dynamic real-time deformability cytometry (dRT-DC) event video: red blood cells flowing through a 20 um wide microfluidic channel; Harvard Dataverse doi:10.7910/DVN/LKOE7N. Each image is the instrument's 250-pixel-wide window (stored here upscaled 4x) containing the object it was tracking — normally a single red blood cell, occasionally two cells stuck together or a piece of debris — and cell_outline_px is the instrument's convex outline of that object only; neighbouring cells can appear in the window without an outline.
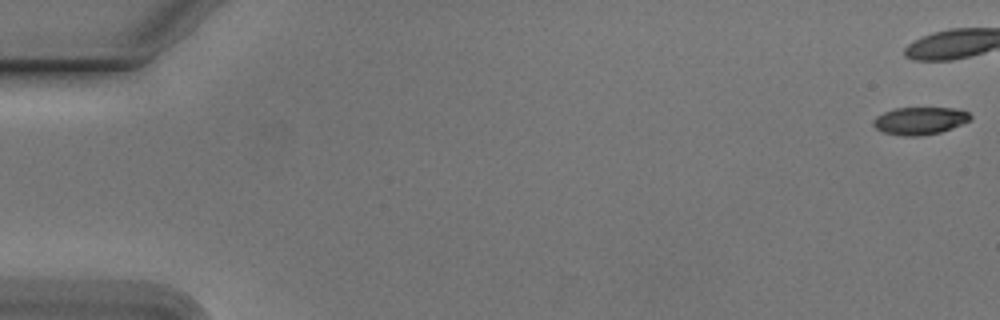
{"species": "Egyptian fruit bat (a non-hibernating species)", "species_latin": "Rousettus aegyptiacus", "temperature_condition": "cold", "stored_images_in_passage": 43, "camera_frame_rate_fps": 3000, "um_per_image_px": 0.085, "animal": {"sex": "male"}, "frame": {"image": 1, "passage_image": 1, "time_ms": 0.0, "image_size_px": [1000, 320], "cell_outline_px": [[972, 116], [968, 120], [952, 128], [940, 132], [920, 136], [904, 136], [884, 132], [876, 128], [872, 124], [872, 120], [876, 116], [884, 112], [896, 108], [952, 108], [968, 112]], "centroid_in_image_um": [78.15, 10.26], "position_along_channel_um": 6.9, "area_um2": 15.37}}
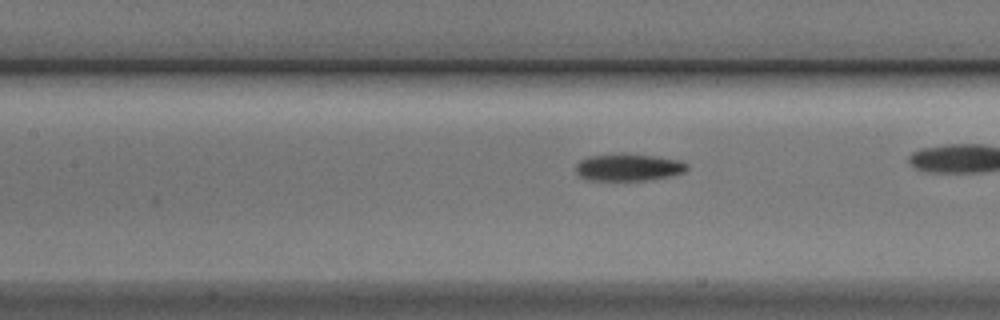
{"frame": {"image": 2, "passage_image": 25, "time_ms": 8.0, "image_size_px": [1000, 320], "cell_outline_px": [[688, 168], [684, 172], [668, 176], [644, 180], [592, 180], [580, 176], [576, 172], [576, 164], [580, 160], [592, 156], [620, 152], [624, 152], [680, 160], [688, 164]], "centroid_in_image_um": [53.41, 14.2], "position_along_channel_um": 154.0, "area_um2": 17.57}}
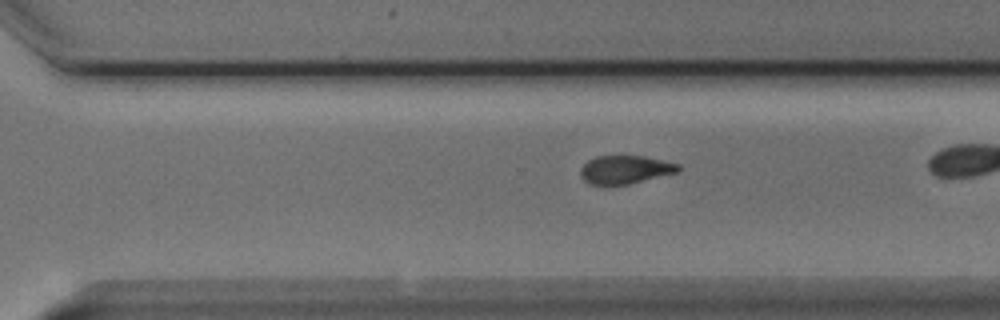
{"frame": {"image": 3, "passage_image": 38, "time_ms": 12.333, "image_size_px": [1000, 320], "cell_outline_px": [[680, 172], [628, 184], [588, 184], [584, 180], [580, 172], [580, 168], [588, 160], [596, 156], [644, 156], [680, 164]], "centroid_in_image_um": [53.16, 14.41], "position_along_channel_um": 317.4, "area_um2": 16.07}}